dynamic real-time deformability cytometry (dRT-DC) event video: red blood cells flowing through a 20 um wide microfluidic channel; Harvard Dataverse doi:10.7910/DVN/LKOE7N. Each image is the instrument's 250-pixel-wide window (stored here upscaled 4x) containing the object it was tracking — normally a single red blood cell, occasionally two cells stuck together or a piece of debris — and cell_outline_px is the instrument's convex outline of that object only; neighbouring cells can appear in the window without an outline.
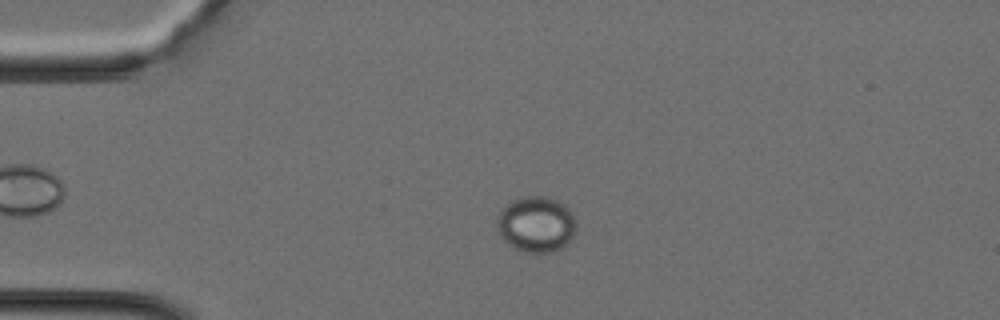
{"species": "Egyptian fruit bat (a non-hibernating species)", "species_latin": "Rousettus aegyptiacus", "temperature_condition": "cold", "stored_images_in_passage": 38, "camera_frame_rate_fps": 3000, "um_per_image_px": 0.085, "animal": {"sex": "female"}, "frame": {"image": 1, "passage_image": 9, "time_ms": 2.667, "image_size_px": [1000, 320], "cell_outline_px": [[576, 232], [568, 244], [556, 252], [528, 252], [516, 248], [508, 244], [500, 236], [496, 228], [496, 216], [512, 200], [524, 196], [548, 196], [564, 204], [568, 208], [576, 224]], "centroid_in_image_um": [45.58, 19.07], "position_along_channel_um": 39.4, "area_um2": 25.95}}
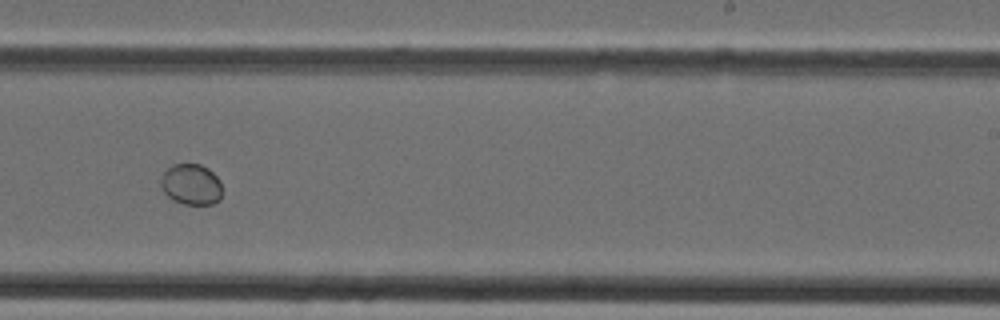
{"frame": {"image": 2, "passage_image": 24, "time_ms": 7.667, "image_size_px": [1000, 320], "cell_outline_px": [[220, 200], [212, 204], [184, 204], [172, 200], [164, 192], [160, 184], [160, 180], [164, 172], [172, 164], [200, 164], [208, 168], [220, 180]], "centroid_in_image_um": [16.23, 15.67], "position_along_channel_um": 272.8, "area_um2": 14.57}}
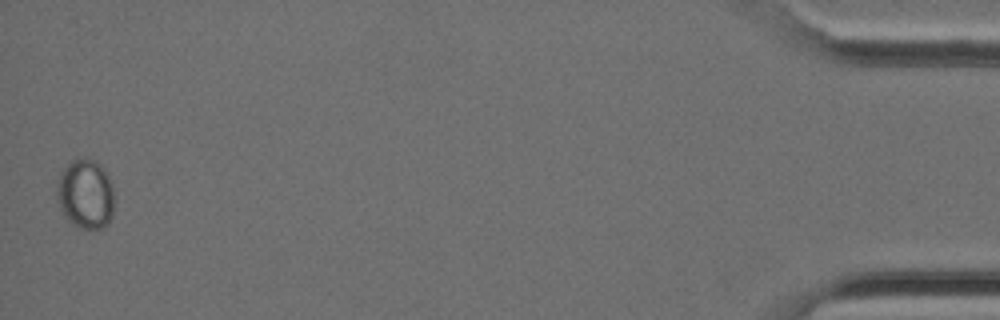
{"frame": {"image": 3, "passage_image": 38, "time_ms": 12.333, "image_size_px": [1000, 320], "cell_outline_px": [[112, 216], [108, 224], [104, 228], [84, 228], [68, 220], [60, 208], [56, 200], [56, 192], [60, 172], [72, 160], [92, 160], [100, 164], [108, 172], [112, 184]], "centroid_in_image_um": [7.27, 16.49], "position_along_channel_um": 427.9, "area_um2": 23.0}}